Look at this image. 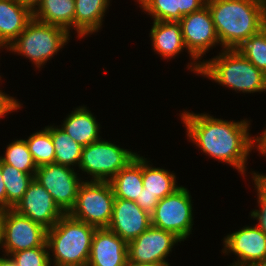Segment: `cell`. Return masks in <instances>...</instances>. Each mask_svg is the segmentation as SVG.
Segmentation results:
<instances>
[{"instance_id":"obj_1","label":"cell","mask_w":266,"mask_h":266,"mask_svg":"<svg viewBox=\"0 0 266 266\" xmlns=\"http://www.w3.org/2000/svg\"><path fill=\"white\" fill-rule=\"evenodd\" d=\"M181 117L187 136L196 146L212 158L232 165L245 174L247 156L257 146V137L251 138L248 132L249 121H226L208 114L186 111Z\"/></svg>"},{"instance_id":"obj_2","label":"cell","mask_w":266,"mask_h":266,"mask_svg":"<svg viewBox=\"0 0 266 266\" xmlns=\"http://www.w3.org/2000/svg\"><path fill=\"white\" fill-rule=\"evenodd\" d=\"M223 49H237L266 26V0H207Z\"/></svg>"},{"instance_id":"obj_3","label":"cell","mask_w":266,"mask_h":266,"mask_svg":"<svg viewBox=\"0 0 266 266\" xmlns=\"http://www.w3.org/2000/svg\"><path fill=\"white\" fill-rule=\"evenodd\" d=\"M198 62V63H197ZM191 62L189 69L232 90L243 93L266 91V74L237 49H223L209 61Z\"/></svg>"},{"instance_id":"obj_4","label":"cell","mask_w":266,"mask_h":266,"mask_svg":"<svg viewBox=\"0 0 266 266\" xmlns=\"http://www.w3.org/2000/svg\"><path fill=\"white\" fill-rule=\"evenodd\" d=\"M96 227L64 214L47 230L54 266H87Z\"/></svg>"},{"instance_id":"obj_5","label":"cell","mask_w":266,"mask_h":266,"mask_svg":"<svg viewBox=\"0 0 266 266\" xmlns=\"http://www.w3.org/2000/svg\"><path fill=\"white\" fill-rule=\"evenodd\" d=\"M69 33L62 27L45 24L33 18L7 49L26 56L40 68L66 45Z\"/></svg>"},{"instance_id":"obj_6","label":"cell","mask_w":266,"mask_h":266,"mask_svg":"<svg viewBox=\"0 0 266 266\" xmlns=\"http://www.w3.org/2000/svg\"><path fill=\"white\" fill-rule=\"evenodd\" d=\"M114 199L109 181H83L68 214L96 228H107L112 218Z\"/></svg>"},{"instance_id":"obj_7","label":"cell","mask_w":266,"mask_h":266,"mask_svg":"<svg viewBox=\"0 0 266 266\" xmlns=\"http://www.w3.org/2000/svg\"><path fill=\"white\" fill-rule=\"evenodd\" d=\"M136 155L108 141L98 140L83 147L79 169L90 174L91 181H110Z\"/></svg>"},{"instance_id":"obj_8","label":"cell","mask_w":266,"mask_h":266,"mask_svg":"<svg viewBox=\"0 0 266 266\" xmlns=\"http://www.w3.org/2000/svg\"><path fill=\"white\" fill-rule=\"evenodd\" d=\"M191 195L180 186L161 199L151 216V225L174 233L184 241L192 231L193 213Z\"/></svg>"},{"instance_id":"obj_9","label":"cell","mask_w":266,"mask_h":266,"mask_svg":"<svg viewBox=\"0 0 266 266\" xmlns=\"http://www.w3.org/2000/svg\"><path fill=\"white\" fill-rule=\"evenodd\" d=\"M1 246L6 255L35 247H48L47 229L13 208L1 211Z\"/></svg>"},{"instance_id":"obj_10","label":"cell","mask_w":266,"mask_h":266,"mask_svg":"<svg viewBox=\"0 0 266 266\" xmlns=\"http://www.w3.org/2000/svg\"><path fill=\"white\" fill-rule=\"evenodd\" d=\"M52 196L64 214L73 208L80 185L73 167L51 163L37 167L34 177Z\"/></svg>"},{"instance_id":"obj_11","label":"cell","mask_w":266,"mask_h":266,"mask_svg":"<svg viewBox=\"0 0 266 266\" xmlns=\"http://www.w3.org/2000/svg\"><path fill=\"white\" fill-rule=\"evenodd\" d=\"M185 47L192 60H198L219 38L207 4L200 10L183 16L179 21Z\"/></svg>"},{"instance_id":"obj_12","label":"cell","mask_w":266,"mask_h":266,"mask_svg":"<svg viewBox=\"0 0 266 266\" xmlns=\"http://www.w3.org/2000/svg\"><path fill=\"white\" fill-rule=\"evenodd\" d=\"M174 233L150 226L128 242V260L134 262L168 263L166 257L174 244L181 242Z\"/></svg>"},{"instance_id":"obj_13","label":"cell","mask_w":266,"mask_h":266,"mask_svg":"<svg viewBox=\"0 0 266 266\" xmlns=\"http://www.w3.org/2000/svg\"><path fill=\"white\" fill-rule=\"evenodd\" d=\"M13 209L47 230L51 229L64 215L51 194L35 178Z\"/></svg>"},{"instance_id":"obj_14","label":"cell","mask_w":266,"mask_h":266,"mask_svg":"<svg viewBox=\"0 0 266 266\" xmlns=\"http://www.w3.org/2000/svg\"><path fill=\"white\" fill-rule=\"evenodd\" d=\"M223 241V253L232 252L238 256L233 265L251 266L266 257V234L257 225L246 226L233 232Z\"/></svg>"},{"instance_id":"obj_15","label":"cell","mask_w":266,"mask_h":266,"mask_svg":"<svg viewBox=\"0 0 266 266\" xmlns=\"http://www.w3.org/2000/svg\"><path fill=\"white\" fill-rule=\"evenodd\" d=\"M151 226V216L136 202L115 198L108 229L127 243L137 238Z\"/></svg>"},{"instance_id":"obj_16","label":"cell","mask_w":266,"mask_h":266,"mask_svg":"<svg viewBox=\"0 0 266 266\" xmlns=\"http://www.w3.org/2000/svg\"><path fill=\"white\" fill-rule=\"evenodd\" d=\"M149 161L142 157V182L143 190L136 203L148 214H152L158 202L179 188L176 176L163 169L154 168Z\"/></svg>"},{"instance_id":"obj_17","label":"cell","mask_w":266,"mask_h":266,"mask_svg":"<svg viewBox=\"0 0 266 266\" xmlns=\"http://www.w3.org/2000/svg\"><path fill=\"white\" fill-rule=\"evenodd\" d=\"M128 243L108 228H96L87 266H126Z\"/></svg>"},{"instance_id":"obj_18","label":"cell","mask_w":266,"mask_h":266,"mask_svg":"<svg viewBox=\"0 0 266 266\" xmlns=\"http://www.w3.org/2000/svg\"><path fill=\"white\" fill-rule=\"evenodd\" d=\"M33 19V10L18 0H0V48L9 46Z\"/></svg>"},{"instance_id":"obj_19","label":"cell","mask_w":266,"mask_h":266,"mask_svg":"<svg viewBox=\"0 0 266 266\" xmlns=\"http://www.w3.org/2000/svg\"><path fill=\"white\" fill-rule=\"evenodd\" d=\"M150 37L154 51L166 59L177 56L186 48L179 22L153 21Z\"/></svg>"},{"instance_id":"obj_20","label":"cell","mask_w":266,"mask_h":266,"mask_svg":"<svg viewBox=\"0 0 266 266\" xmlns=\"http://www.w3.org/2000/svg\"><path fill=\"white\" fill-rule=\"evenodd\" d=\"M63 122L62 129L83 147L101 139L100 124L85 106L76 108Z\"/></svg>"},{"instance_id":"obj_21","label":"cell","mask_w":266,"mask_h":266,"mask_svg":"<svg viewBox=\"0 0 266 266\" xmlns=\"http://www.w3.org/2000/svg\"><path fill=\"white\" fill-rule=\"evenodd\" d=\"M115 198L136 202L143 190L142 157L136 155L110 181Z\"/></svg>"},{"instance_id":"obj_22","label":"cell","mask_w":266,"mask_h":266,"mask_svg":"<svg viewBox=\"0 0 266 266\" xmlns=\"http://www.w3.org/2000/svg\"><path fill=\"white\" fill-rule=\"evenodd\" d=\"M37 6L33 9L34 19L68 32L74 28L75 0H41Z\"/></svg>"},{"instance_id":"obj_23","label":"cell","mask_w":266,"mask_h":266,"mask_svg":"<svg viewBox=\"0 0 266 266\" xmlns=\"http://www.w3.org/2000/svg\"><path fill=\"white\" fill-rule=\"evenodd\" d=\"M110 0H75L74 30L83 38L97 32Z\"/></svg>"},{"instance_id":"obj_24","label":"cell","mask_w":266,"mask_h":266,"mask_svg":"<svg viewBox=\"0 0 266 266\" xmlns=\"http://www.w3.org/2000/svg\"><path fill=\"white\" fill-rule=\"evenodd\" d=\"M51 138L55 148L54 163L68 167L81 160L83 146L75 142L62 128L51 126Z\"/></svg>"},{"instance_id":"obj_25","label":"cell","mask_w":266,"mask_h":266,"mask_svg":"<svg viewBox=\"0 0 266 266\" xmlns=\"http://www.w3.org/2000/svg\"><path fill=\"white\" fill-rule=\"evenodd\" d=\"M35 175L24 173L2 162V179L7 193V209L14 208L22 199Z\"/></svg>"},{"instance_id":"obj_26","label":"cell","mask_w":266,"mask_h":266,"mask_svg":"<svg viewBox=\"0 0 266 266\" xmlns=\"http://www.w3.org/2000/svg\"><path fill=\"white\" fill-rule=\"evenodd\" d=\"M26 143L37 167L54 163L55 148L51 138V126L30 135Z\"/></svg>"},{"instance_id":"obj_27","label":"cell","mask_w":266,"mask_h":266,"mask_svg":"<svg viewBox=\"0 0 266 266\" xmlns=\"http://www.w3.org/2000/svg\"><path fill=\"white\" fill-rule=\"evenodd\" d=\"M5 164L12 165L16 169L35 175L37 166L35 165L29 151L26 140H16L7 145L5 156H0Z\"/></svg>"},{"instance_id":"obj_28","label":"cell","mask_w":266,"mask_h":266,"mask_svg":"<svg viewBox=\"0 0 266 266\" xmlns=\"http://www.w3.org/2000/svg\"><path fill=\"white\" fill-rule=\"evenodd\" d=\"M237 50L266 74V26L250 36Z\"/></svg>"},{"instance_id":"obj_29","label":"cell","mask_w":266,"mask_h":266,"mask_svg":"<svg viewBox=\"0 0 266 266\" xmlns=\"http://www.w3.org/2000/svg\"><path fill=\"white\" fill-rule=\"evenodd\" d=\"M154 21L179 22L180 0H138Z\"/></svg>"},{"instance_id":"obj_30","label":"cell","mask_w":266,"mask_h":266,"mask_svg":"<svg viewBox=\"0 0 266 266\" xmlns=\"http://www.w3.org/2000/svg\"><path fill=\"white\" fill-rule=\"evenodd\" d=\"M48 247H35L12 253L11 257L17 266H51L50 251Z\"/></svg>"},{"instance_id":"obj_31","label":"cell","mask_w":266,"mask_h":266,"mask_svg":"<svg viewBox=\"0 0 266 266\" xmlns=\"http://www.w3.org/2000/svg\"><path fill=\"white\" fill-rule=\"evenodd\" d=\"M207 0H180L179 21L183 16L200 10L206 5Z\"/></svg>"},{"instance_id":"obj_32","label":"cell","mask_w":266,"mask_h":266,"mask_svg":"<svg viewBox=\"0 0 266 266\" xmlns=\"http://www.w3.org/2000/svg\"><path fill=\"white\" fill-rule=\"evenodd\" d=\"M20 107L21 104L18 103L15 98L8 96V94H4V92L0 90V118L9 112H12L13 110H17Z\"/></svg>"},{"instance_id":"obj_33","label":"cell","mask_w":266,"mask_h":266,"mask_svg":"<svg viewBox=\"0 0 266 266\" xmlns=\"http://www.w3.org/2000/svg\"><path fill=\"white\" fill-rule=\"evenodd\" d=\"M258 204L260 205L259 210H253L251 217L259 220L257 226L266 234V201L258 197Z\"/></svg>"},{"instance_id":"obj_34","label":"cell","mask_w":266,"mask_h":266,"mask_svg":"<svg viewBox=\"0 0 266 266\" xmlns=\"http://www.w3.org/2000/svg\"><path fill=\"white\" fill-rule=\"evenodd\" d=\"M255 189H257V197L261 198L262 200L266 201V174H258L252 173Z\"/></svg>"},{"instance_id":"obj_35","label":"cell","mask_w":266,"mask_h":266,"mask_svg":"<svg viewBox=\"0 0 266 266\" xmlns=\"http://www.w3.org/2000/svg\"><path fill=\"white\" fill-rule=\"evenodd\" d=\"M7 210V193L2 179V160L0 157V211Z\"/></svg>"},{"instance_id":"obj_36","label":"cell","mask_w":266,"mask_h":266,"mask_svg":"<svg viewBox=\"0 0 266 266\" xmlns=\"http://www.w3.org/2000/svg\"><path fill=\"white\" fill-rule=\"evenodd\" d=\"M257 148V150L260 151L261 154H266V128L261 136H257Z\"/></svg>"},{"instance_id":"obj_37","label":"cell","mask_w":266,"mask_h":266,"mask_svg":"<svg viewBox=\"0 0 266 266\" xmlns=\"http://www.w3.org/2000/svg\"><path fill=\"white\" fill-rule=\"evenodd\" d=\"M126 266H170L169 263L134 262L127 259Z\"/></svg>"},{"instance_id":"obj_38","label":"cell","mask_w":266,"mask_h":266,"mask_svg":"<svg viewBox=\"0 0 266 266\" xmlns=\"http://www.w3.org/2000/svg\"><path fill=\"white\" fill-rule=\"evenodd\" d=\"M6 255L4 254V257H0V266H17L16 262L14 261V259L8 256L5 257Z\"/></svg>"},{"instance_id":"obj_39","label":"cell","mask_w":266,"mask_h":266,"mask_svg":"<svg viewBox=\"0 0 266 266\" xmlns=\"http://www.w3.org/2000/svg\"><path fill=\"white\" fill-rule=\"evenodd\" d=\"M18 1L26 6H29L33 10L41 0H18Z\"/></svg>"},{"instance_id":"obj_40","label":"cell","mask_w":266,"mask_h":266,"mask_svg":"<svg viewBox=\"0 0 266 266\" xmlns=\"http://www.w3.org/2000/svg\"><path fill=\"white\" fill-rule=\"evenodd\" d=\"M251 266H266V257L262 261H259Z\"/></svg>"},{"instance_id":"obj_41","label":"cell","mask_w":266,"mask_h":266,"mask_svg":"<svg viewBox=\"0 0 266 266\" xmlns=\"http://www.w3.org/2000/svg\"><path fill=\"white\" fill-rule=\"evenodd\" d=\"M1 232H2V221H1V211H0V247H1Z\"/></svg>"}]
</instances>
